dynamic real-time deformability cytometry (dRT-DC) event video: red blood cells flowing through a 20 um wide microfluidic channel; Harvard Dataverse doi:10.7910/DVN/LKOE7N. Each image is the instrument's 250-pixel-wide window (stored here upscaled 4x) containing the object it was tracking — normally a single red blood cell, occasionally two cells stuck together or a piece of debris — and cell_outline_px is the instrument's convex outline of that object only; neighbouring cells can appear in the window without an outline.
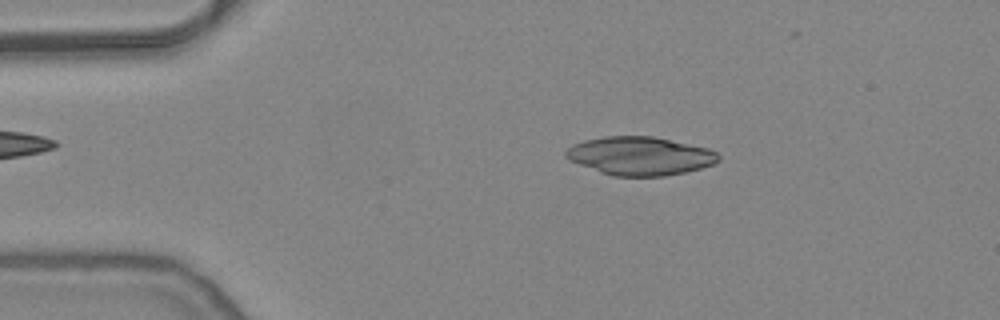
{"species": "common noctule bat (a hibernating species)", "species_latin": "Nyctalus noctula", "temperature_condition": "warm", "stored_images_in_passage": 52, "camera_frame_rate_fps": 3000, "um_per_image_px": 0.085, "animal": {"sex": "female", "body_mass_g": 24.6, "forearm_length_mm": 56.2}, "frame": {"image": 1, "passage_image": 9, "time_ms": 2.667, "image_size_px": [1000, 320], "cell_outline_px": [[720, 160], [712, 164], [700, 168], [684, 172], [664, 176], [612, 176], [600, 172], [568, 160], [564, 156], [564, 152], [572, 144], [584, 140], [604, 136], [652, 136], [708, 148], [716, 152], [720, 156]], "centroid_in_image_um": [54.36, 13.25], "position_along_channel_um": 30.6, "area_um2": 34.16}}